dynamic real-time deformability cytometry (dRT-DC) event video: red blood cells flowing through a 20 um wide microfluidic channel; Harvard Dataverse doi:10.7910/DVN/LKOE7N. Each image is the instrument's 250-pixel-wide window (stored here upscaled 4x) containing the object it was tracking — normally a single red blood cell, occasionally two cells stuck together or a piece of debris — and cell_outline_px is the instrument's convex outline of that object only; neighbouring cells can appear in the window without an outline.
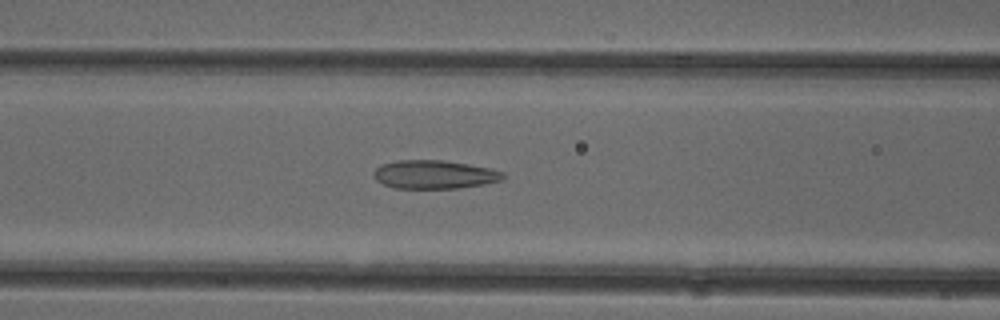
{"species": "common noctule bat (a hibernating species)", "species_latin": "Nyctalus noctula", "temperature_condition": "cold", "stored_images_in_passage": 46, "camera_frame_rate_fps": 3000, "um_per_image_px": 0.085, "animal": {"sex": "female"}, "frame": {"image": 1, "passage_image": 16, "time_ms": 5.0, "image_size_px": [1000, 320], "cell_outline_px": [[504, 180], [484, 184], [460, 188], [396, 188], [384, 184], [376, 180], [372, 172], [376, 168], [384, 164], [396, 160], [444, 160], [468, 164], [488, 168], [504, 172]], "centroid_in_image_um": [36.93, 14.83], "position_along_channel_um": 129.7, "area_um2": 21.44}}
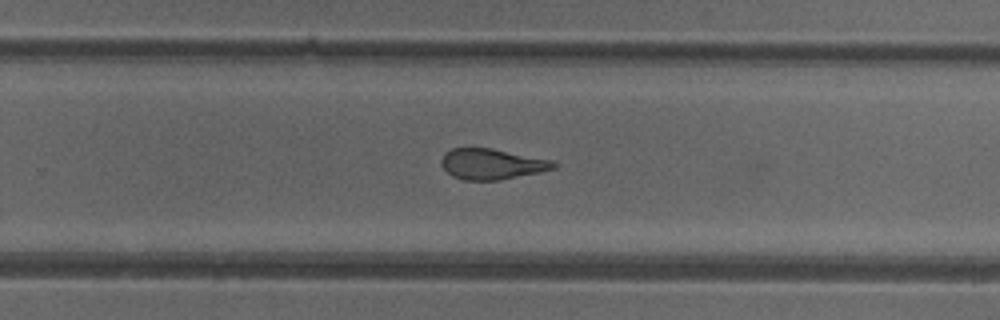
{"frame": {"image": 2, "passage_image": 28, "time_ms": 9.0, "image_size_px": [1000, 320], "cell_outline_px": [[556, 168], [540, 172], [500, 180], [464, 180], [452, 176], [444, 168], [440, 160], [444, 152], [452, 148], [492, 148], [552, 160], [556, 164]], "centroid_in_image_um": [41.79, 13.94], "position_along_channel_um": 288.0, "area_um2": 20.06}}
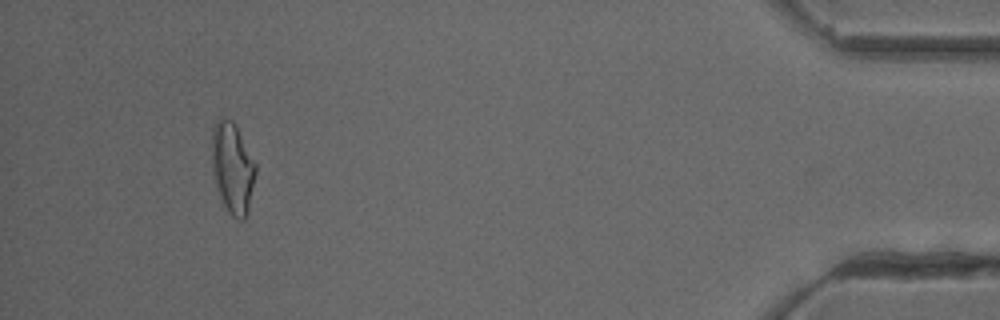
{"frame": {"image": 3, "passage_image": 43, "time_ms": 14.0, "image_size_px": [1000, 320], "cell_outline_px": [[256, 172], [248, 212], [244, 220], [240, 220], [232, 216], [228, 212], [220, 200], [212, 168], [212, 128], [216, 120], [220, 116], [232, 120], [236, 124], [256, 164]], "centroid_in_image_um": [19.76, 14.26], "position_along_channel_um": 415.4, "area_um2": 23.47}, "authors_computed_cell_mechanics": {"area_um2": 21.5305, "velocity_mm_per_s": 3.9698, "shape_relaxation_time_tau1_ms": null, "shape_relaxation_time_tau2_ms": 2.0063, "deformation_change_tau1": null, "deformation_change_tau2": 0.1058}}